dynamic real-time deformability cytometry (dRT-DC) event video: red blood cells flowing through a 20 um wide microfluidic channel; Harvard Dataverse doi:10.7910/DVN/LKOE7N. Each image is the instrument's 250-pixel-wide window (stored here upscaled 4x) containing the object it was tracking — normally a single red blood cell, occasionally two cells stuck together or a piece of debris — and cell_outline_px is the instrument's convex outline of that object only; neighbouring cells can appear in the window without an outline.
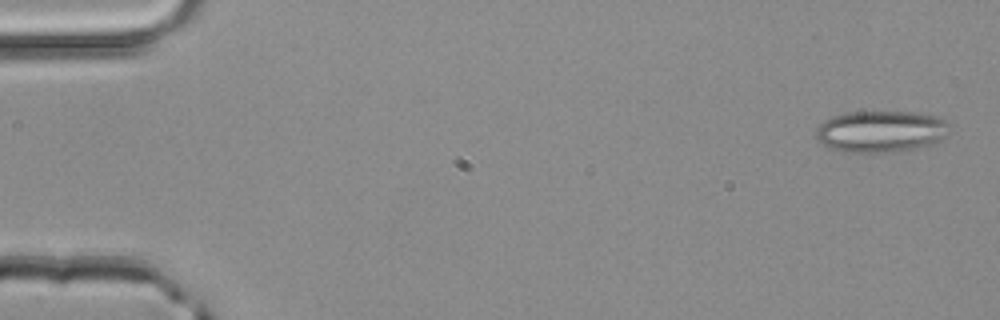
{"species": "common noctule bat (a hibernating species)", "species_latin": "Nyctalus noctula", "temperature_condition": "room temperature", "stored_images_in_passage": 3, "camera_frame_rate_fps": 3000, "um_per_image_px": 0.085, "animal": {"sex": "male", "body_mass_g": 20.4}, "frame": {"image": 1, "passage_image": 1, "time_ms": 0.0, "image_size_px": [1000, 320], "cell_outline_px": [[948, 124], [944, 136], [940, 140], [932, 144], [904, 152], [840, 152], [816, 140], [816, 128], [824, 120], [832, 116], [848, 112], [916, 112], [936, 116], [944, 120]], "centroid_in_image_um": [74.84, 11.18], "position_along_channel_um": 10.2, "area_um2": 32.48}}